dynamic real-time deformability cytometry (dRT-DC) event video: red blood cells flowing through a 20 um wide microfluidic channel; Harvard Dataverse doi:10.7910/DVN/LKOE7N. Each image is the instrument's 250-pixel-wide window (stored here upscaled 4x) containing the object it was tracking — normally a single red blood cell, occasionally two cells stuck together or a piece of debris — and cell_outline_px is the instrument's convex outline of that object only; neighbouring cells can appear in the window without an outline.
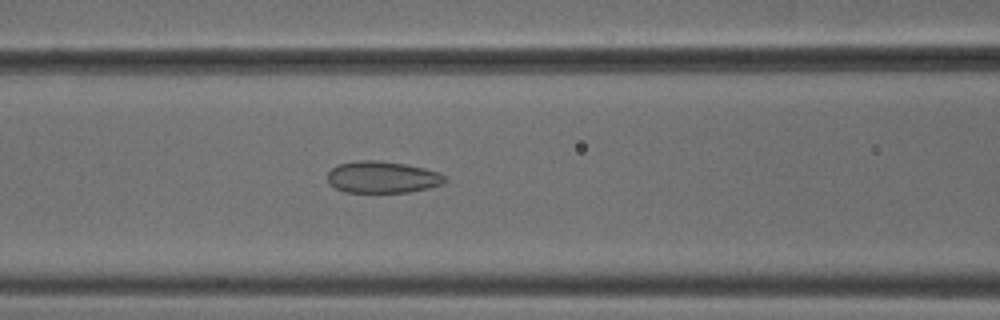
{"species": "common noctule bat (a hibernating species)", "species_latin": "Nyctalus noctula", "temperature_condition": "cold", "stored_images_in_passage": 52, "camera_frame_rate_fps": 3000, "um_per_image_px": 0.085, "animal": {"sex": "male", "body_mass_g": 18.8}, "frame": {"image": 1, "passage_image": 22, "time_ms": 7.0, "image_size_px": [1000, 320], "cell_outline_px": [[448, 180], [444, 184], [428, 188], [408, 192], [344, 192], [336, 188], [328, 180], [328, 172], [332, 168], [340, 164], [356, 160], [380, 160], [408, 164], [440, 172]], "centroid_in_image_um": [32.55, 15.05], "position_along_channel_um": 134.1, "area_um2": 21.85}}
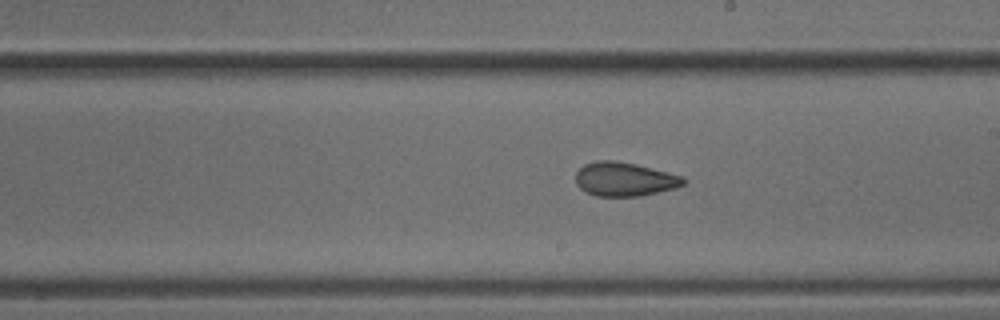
{"frame": {"image": 2, "passage_image": 30, "time_ms": 9.667, "image_size_px": [1000, 320], "cell_outline_px": [[688, 180], [684, 184], [676, 188], [640, 196], [596, 196], [584, 192], [576, 184], [576, 172], [584, 164], [596, 160], [612, 160], [636, 164], [684, 176]], "centroid_in_image_um": [53.09, 15.23], "position_along_channel_um": 235.9, "area_um2": 21.5}}
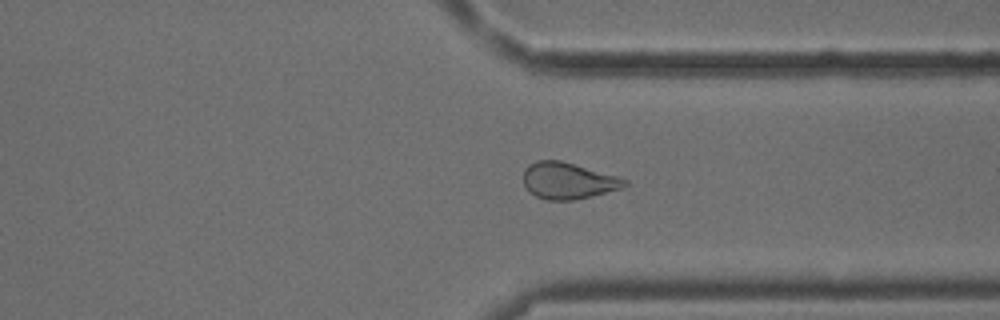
{"frame": {"image": 3, "passage_image": 40, "time_ms": 13.0, "image_size_px": [1000, 320], "cell_outline_px": [[628, 184], [620, 188], [592, 196], [572, 200], [544, 200], [536, 196], [524, 184], [524, 168], [528, 164], [536, 160], [560, 160], [616, 176], [628, 180]], "centroid_in_image_um": [48.26, 15.36], "position_along_channel_um": 363.1, "area_um2": 21.27}, "authors_computed_cell_mechanics": {"area_um2": 22.7732, "velocity_mm_per_s": 3.8183, "shape_relaxation_time_tau1_ms": null, "shape_relaxation_time_tau2_ms": 2.1537, "deformation_change_tau1": null, "deformation_change_tau2": 0.0813}}